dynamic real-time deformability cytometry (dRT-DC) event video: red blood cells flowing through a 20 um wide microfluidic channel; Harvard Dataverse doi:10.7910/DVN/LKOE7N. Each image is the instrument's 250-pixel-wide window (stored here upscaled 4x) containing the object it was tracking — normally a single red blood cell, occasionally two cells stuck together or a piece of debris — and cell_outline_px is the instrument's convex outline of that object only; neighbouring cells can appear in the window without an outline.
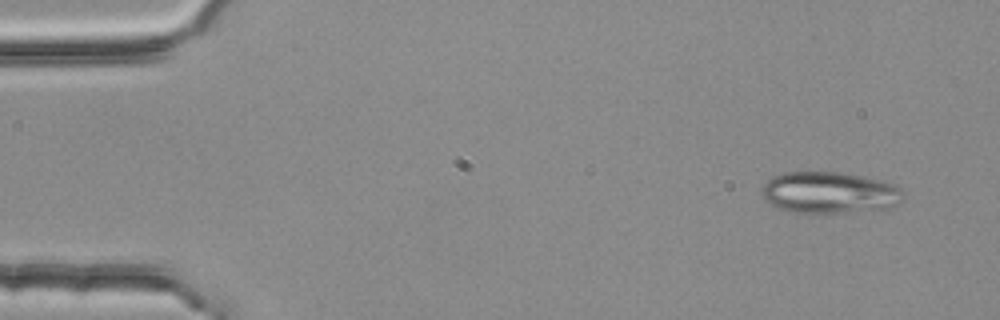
{"species": "common noctule bat (a hibernating species)", "species_latin": "Nyctalus noctula", "temperature_condition": "room temperature", "stored_images_in_passage": 4, "camera_frame_rate_fps": 3000, "um_per_image_px": 0.085, "animal": {"sex": "female", "body_mass_g": 25.1}, "frame": {"image": 1, "passage_image": 1, "time_ms": 0.0, "image_size_px": [1000, 320], "cell_outline_px": [[904, 200], [892, 208], [836, 212], [792, 212], [776, 208], [764, 200], [760, 192], [760, 188], [772, 176], [784, 172], [836, 172], [860, 176], [880, 180], [892, 184], [900, 188], [904, 192]], "centroid_in_image_um": [70.47, 16.37], "position_along_channel_um": 14.5, "area_um2": 34.28}}